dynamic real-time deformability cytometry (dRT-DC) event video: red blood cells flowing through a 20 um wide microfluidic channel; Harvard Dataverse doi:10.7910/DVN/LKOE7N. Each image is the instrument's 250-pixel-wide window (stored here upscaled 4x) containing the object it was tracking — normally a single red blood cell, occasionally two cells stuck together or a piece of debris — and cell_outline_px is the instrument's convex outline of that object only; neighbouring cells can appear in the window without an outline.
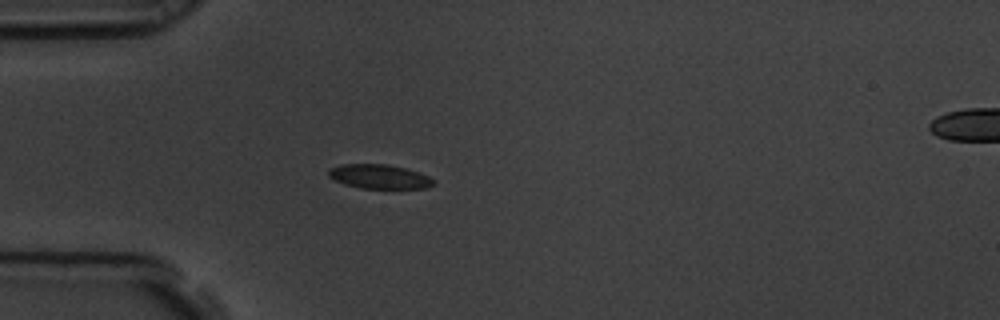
{"species": "common noctule bat (a hibernating species)", "species_latin": "Nyctalus noctula", "temperature_condition": "room temperature", "stored_images_in_passage": 5, "camera_frame_rate_fps": 3000, "um_per_image_px": 0.085, "animal": {"sex": "male", "body_mass_g": 19.5, "forearm_length_mm": 54.6}, "frame": {"image": 1, "passage_image": 4, "time_ms": 1.0, "image_size_px": [1000, 320], "cell_outline_px": [[436, 184], [428, 188], [360, 188], [344, 184], [328, 176], [328, 172], [332, 168], [340, 164], [388, 164], [408, 168], [428, 176], [436, 180]], "centroid_in_image_um": [32.3, 15.01], "position_along_channel_um": 52.7, "area_um2": 14.91}}